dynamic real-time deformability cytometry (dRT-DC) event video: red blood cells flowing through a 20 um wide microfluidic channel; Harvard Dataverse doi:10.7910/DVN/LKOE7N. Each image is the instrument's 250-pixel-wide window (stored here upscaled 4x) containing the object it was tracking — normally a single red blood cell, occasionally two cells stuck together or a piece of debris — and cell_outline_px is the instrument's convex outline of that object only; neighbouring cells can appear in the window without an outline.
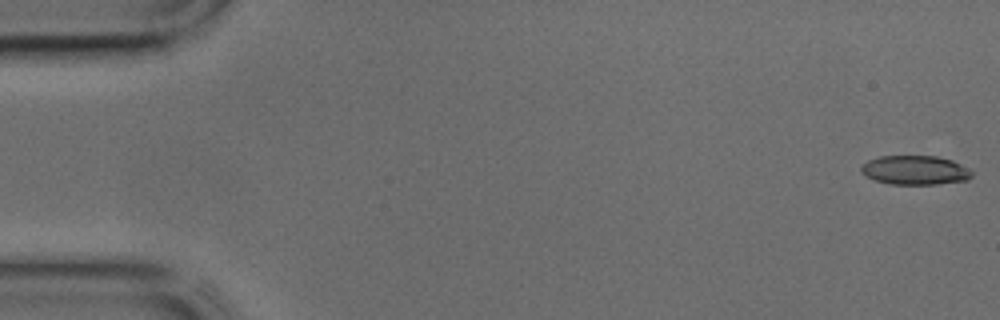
{"species": "common noctule bat (a hibernating species)", "species_latin": "Nyctalus noctula", "temperature_condition": "cold", "stored_images_in_passage": 40, "camera_frame_rate_fps": 3000, "um_per_image_px": 0.085, "animal": {"sex": "male", "body_mass_g": 17.9, "forearm_length_mm": 54.2}, "frame": {"image": 1, "passage_image": 1, "time_ms": 0.0, "image_size_px": [1000, 320], "cell_outline_px": [[972, 176], [968, 180], [936, 184], [892, 184], [876, 180], [860, 172], [860, 168], [868, 160], [880, 156], [936, 156], [952, 160], [960, 164], [972, 172]], "centroid_in_image_um": [77.78, 14.46], "position_along_channel_um": 7.2, "area_um2": 18.61}}
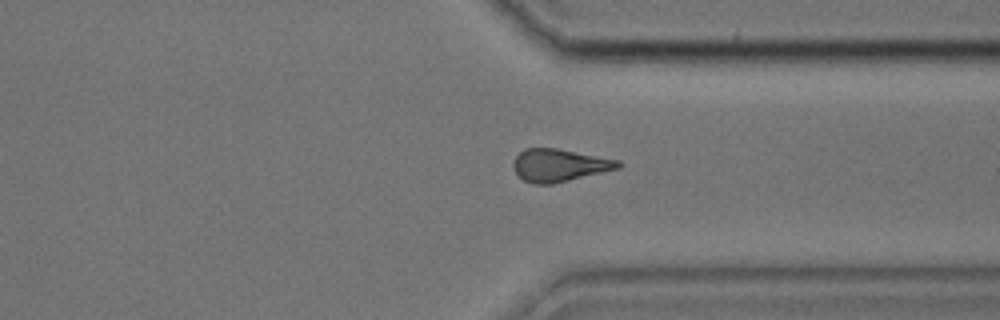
{"frame": {"image": 2, "passage_image": 33, "time_ms": 10.667, "image_size_px": [1000, 320], "cell_outline_px": [[624, 164], [620, 168], [552, 184], [532, 184], [524, 180], [516, 172], [512, 164], [516, 156], [524, 148], [556, 148], [620, 160]], "centroid_in_image_um": [47.56, 14.04], "position_along_channel_um": 363.8, "area_um2": 19.88}}
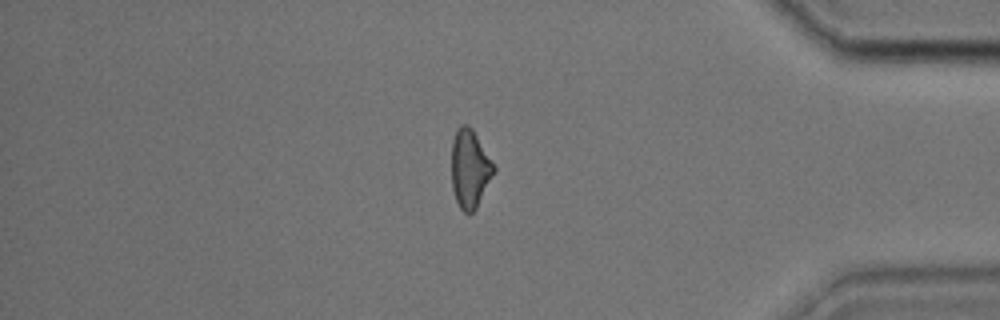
{"frame": {"image": 3, "passage_image": 37, "time_ms": 12.0, "image_size_px": [1000, 320], "cell_outline_px": [[496, 172], [476, 208], [468, 216], [460, 208], [456, 200], [452, 188], [452, 140], [456, 128], [460, 124], [468, 124], [472, 128], [496, 168]], "centroid_in_image_um": [39.94, 14.34], "position_along_channel_um": 395.3, "area_um2": 19.48}}